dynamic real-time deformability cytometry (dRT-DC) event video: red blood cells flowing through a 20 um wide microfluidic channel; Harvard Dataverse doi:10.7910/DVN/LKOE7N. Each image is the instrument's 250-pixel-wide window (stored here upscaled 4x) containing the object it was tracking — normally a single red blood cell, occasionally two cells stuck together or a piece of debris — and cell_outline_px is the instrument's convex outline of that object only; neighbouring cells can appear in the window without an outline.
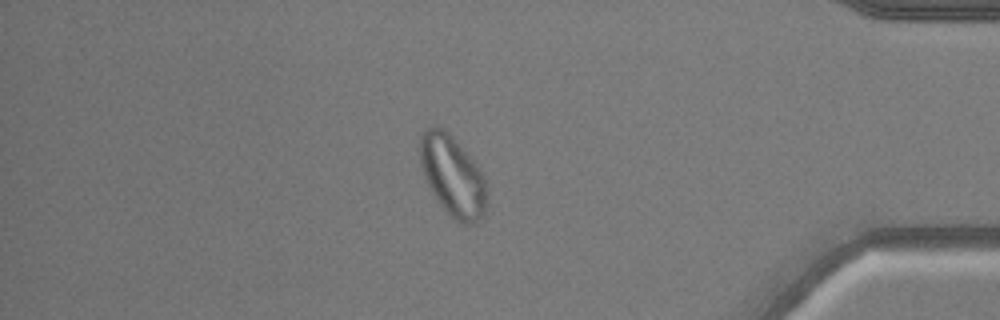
{"species": "common noctule bat (a hibernating species)", "species_latin": "Nyctalus noctula", "temperature_condition": "warm", "stored_images_in_passage": 50, "camera_frame_rate_fps": 3000, "um_per_image_px": 0.085, "animal": {"sex": "male", "body_mass_g": 20.5, "forearm_length_mm": 52.5}, "frame": {"image": 1, "passage_image": 43, "time_ms": 14.0, "image_size_px": [1000, 320], "cell_outline_px": [[488, 196], [484, 212], [476, 220], [468, 224], [464, 224], [456, 220], [440, 204], [424, 180], [420, 164], [420, 132], [424, 128], [432, 124], [440, 124], [452, 136], [472, 160], [484, 176]], "centroid_in_image_um": [38.42, 14.88], "position_along_channel_um": 396.8, "area_um2": 31.39}}